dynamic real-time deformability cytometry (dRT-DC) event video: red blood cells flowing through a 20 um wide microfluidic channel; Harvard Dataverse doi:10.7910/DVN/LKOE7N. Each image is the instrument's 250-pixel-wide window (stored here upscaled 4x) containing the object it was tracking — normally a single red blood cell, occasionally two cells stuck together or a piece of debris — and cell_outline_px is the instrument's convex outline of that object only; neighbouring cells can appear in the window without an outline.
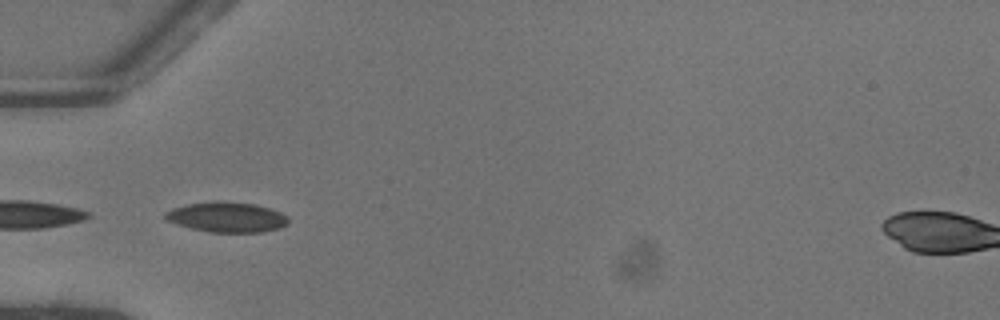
{"species": "common noctule bat (a hibernating species)", "species_latin": "Nyctalus noctula", "temperature_condition": "warm", "stored_images_in_passage": 14, "camera_frame_rate_fps": 3000, "um_per_image_px": 0.085, "animal": {"sex": "female"}, "frame": {"image": 1, "passage_image": 3, "time_ms": 0.667, "image_size_px": [1000, 320], "cell_outline_px": [[288, 224], [280, 228], [260, 232], [208, 232], [192, 228], [168, 220], [164, 216], [164, 212], [172, 208], [188, 204], [212, 200], [220, 200], [256, 204], [272, 208], [288, 216]], "centroid_in_image_um": [19.32, 18.43], "position_along_channel_um": 65.7, "area_um2": 21.79}}
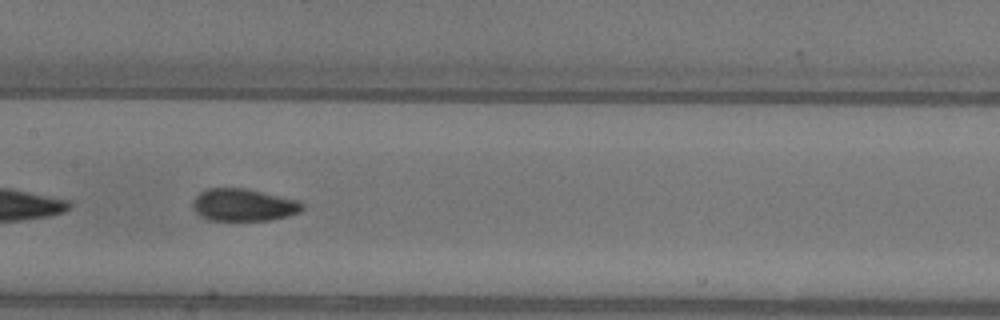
{"frame": {"image": 2, "passage_image": 12, "time_ms": 3.667, "image_size_px": [1000, 320], "cell_outline_px": [[304, 208], [300, 212], [288, 216], [268, 220], [208, 220], [196, 212], [192, 204], [192, 200], [200, 192], [208, 188], [248, 188], [300, 200], [304, 204]], "centroid_in_image_um": [20.74, 17.4], "position_along_channel_um": 186.7, "area_um2": 20.87}}